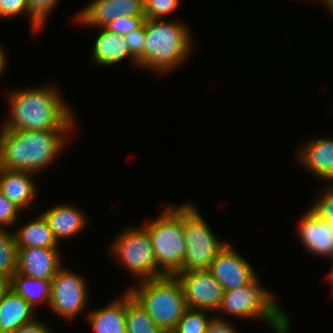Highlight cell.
Segmentation results:
<instances>
[{"instance_id": "d6986e66", "label": "cell", "mask_w": 333, "mask_h": 333, "mask_svg": "<svg viewBox=\"0 0 333 333\" xmlns=\"http://www.w3.org/2000/svg\"><path fill=\"white\" fill-rule=\"evenodd\" d=\"M102 31L99 33L93 45L92 60L98 66H115L123 59L131 58L132 64L137 66L138 62L130 55L127 42L123 39L122 35L111 33L100 28Z\"/></svg>"}, {"instance_id": "7a4b0ae2", "label": "cell", "mask_w": 333, "mask_h": 333, "mask_svg": "<svg viewBox=\"0 0 333 333\" xmlns=\"http://www.w3.org/2000/svg\"><path fill=\"white\" fill-rule=\"evenodd\" d=\"M0 168L39 173L53 163L71 131H10L0 129ZM40 170V171H39Z\"/></svg>"}, {"instance_id": "ac0fdd59", "label": "cell", "mask_w": 333, "mask_h": 333, "mask_svg": "<svg viewBox=\"0 0 333 333\" xmlns=\"http://www.w3.org/2000/svg\"><path fill=\"white\" fill-rule=\"evenodd\" d=\"M125 292L109 305L88 312L87 321L94 333H127V291Z\"/></svg>"}, {"instance_id": "52a82bcc", "label": "cell", "mask_w": 333, "mask_h": 333, "mask_svg": "<svg viewBox=\"0 0 333 333\" xmlns=\"http://www.w3.org/2000/svg\"><path fill=\"white\" fill-rule=\"evenodd\" d=\"M110 247V253L116 256L114 259L137 278L136 281L165 276L157 267L150 237L143 225L126 227Z\"/></svg>"}, {"instance_id": "d6a6232c", "label": "cell", "mask_w": 333, "mask_h": 333, "mask_svg": "<svg viewBox=\"0 0 333 333\" xmlns=\"http://www.w3.org/2000/svg\"><path fill=\"white\" fill-rule=\"evenodd\" d=\"M206 333H239L236 331V329L233 328L232 325L229 324V322L224 317H217V315L214 314L213 318L211 319L207 329Z\"/></svg>"}, {"instance_id": "484cf974", "label": "cell", "mask_w": 333, "mask_h": 333, "mask_svg": "<svg viewBox=\"0 0 333 333\" xmlns=\"http://www.w3.org/2000/svg\"><path fill=\"white\" fill-rule=\"evenodd\" d=\"M59 0H28L29 21L34 31H40L46 23L49 14Z\"/></svg>"}, {"instance_id": "9c48e42d", "label": "cell", "mask_w": 333, "mask_h": 333, "mask_svg": "<svg viewBox=\"0 0 333 333\" xmlns=\"http://www.w3.org/2000/svg\"><path fill=\"white\" fill-rule=\"evenodd\" d=\"M82 275L61 266L52 279L50 310L69 320L84 311L88 303V284Z\"/></svg>"}, {"instance_id": "2e32d148", "label": "cell", "mask_w": 333, "mask_h": 333, "mask_svg": "<svg viewBox=\"0 0 333 333\" xmlns=\"http://www.w3.org/2000/svg\"><path fill=\"white\" fill-rule=\"evenodd\" d=\"M49 224L56 240L73 238L87 223V216L77 206L61 203L41 213Z\"/></svg>"}, {"instance_id": "9a60e30c", "label": "cell", "mask_w": 333, "mask_h": 333, "mask_svg": "<svg viewBox=\"0 0 333 333\" xmlns=\"http://www.w3.org/2000/svg\"><path fill=\"white\" fill-rule=\"evenodd\" d=\"M298 152L299 162L314 177L333 183V138L309 140Z\"/></svg>"}, {"instance_id": "30bf717a", "label": "cell", "mask_w": 333, "mask_h": 333, "mask_svg": "<svg viewBox=\"0 0 333 333\" xmlns=\"http://www.w3.org/2000/svg\"><path fill=\"white\" fill-rule=\"evenodd\" d=\"M174 276L182 287L188 308L217 312L225 291L208 269L180 271Z\"/></svg>"}, {"instance_id": "f546056e", "label": "cell", "mask_w": 333, "mask_h": 333, "mask_svg": "<svg viewBox=\"0 0 333 333\" xmlns=\"http://www.w3.org/2000/svg\"><path fill=\"white\" fill-rule=\"evenodd\" d=\"M145 16H120L105 25L103 28L107 31L119 35L131 33L139 29L145 22Z\"/></svg>"}, {"instance_id": "d590c367", "label": "cell", "mask_w": 333, "mask_h": 333, "mask_svg": "<svg viewBox=\"0 0 333 333\" xmlns=\"http://www.w3.org/2000/svg\"><path fill=\"white\" fill-rule=\"evenodd\" d=\"M2 46L0 45V75L4 72L5 70V65H6V54L5 51L3 50Z\"/></svg>"}, {"instance_id": "f1b7e54d", "label": "cell", "mask_w": 333, "mask_h": 333, "mask_svg": "<svg viewBox=\"0 0 333 333\" xmlns=\"http://www.w3.org/2000/svg\"><path fill=\"white\" fill-rule=\"evenodd\" d=\"M145 36V22L139 29L122 36L128 44L130 55L138 62V67L143 69Z\"/></svg>"}, {"instance_id": "f35d334b", "label": "cell", "mask_w": 333, "mask_h": 333, "mask_svg": "<svg viewBox=\"0 0 333 333\" xmlns=\"http://www.w3.org/2000/svg\"><path fill=\"white\" fill-rule=\"evenodd\" d=\"M331 260H333V257L332 258H330ZM333 262V261H332ZM332 270L330 271V274H329V280L332 282V286H333V265H332V268H331Z\"/></svg>"}, {"instance_id": "5bb4252c", "label": "cell", "mask_w": 333, "mask_h": 333, "mask_svg": "<svg viewBox=\"0 0 333 333\" xmlns=\"http://www.w3.org/2000/svg\"><path fill=\"white\" fill-rule=\"evenodd\" d=\"M298 234L306 250L315 256L333 257V229L310 209L299 219Z\"/></svg>"}, {"instance_id": "83f0119b", "label": "cell", "mask_w": 333, "mask_h": 333, "mask_svg": "<svg viewBox=\"0 0 333 333\" xmlns=\"http://www.w3.org/2000/svg\"><path fill=\"white\" fill-rule=\"evenodd\" d=\"M179 2L180 0H144L145 18L164 20L180 6Z\"/></svg>"}, {"instance_id": "603a6c76", "label": "cell", "mask_w": 333, "mask_h": 333, "mask_svg": "<svg viewBox=\"0 0 333 333\" xmlns=\"http://www.w3.org/2000/svg\"><path fill=\"white\" fill-rule=\"evenodd\" d=\"M126 327L127 333H164L128 291Z\"/></svg>"}, {"instance_id": "cb8c5ba5", "label": "cell", "mask_w": 333, "mask_h": 333, "mask_svg": "<svg viewBox=\"0 0 333 333\" xmlns=\"http://www.w3.org/2000/svg\"><path fill=\"white\" fill-rule=\"evenodd\" d=\"M0 229V273L10 279L17 270L18 247L14 231Z\"/></svg>"}, {"instance_id": "4fadbf2b", "label": "cell", "mask_w": 333, "mask_h": 333, "mask_svg": "<svg viewBox=\"0 0 333 333\" xmlns=\"http://www.w3.org/2000/svg\"><path fill=\"white\" fill-rule=\"evenodd\" d=\"M58 248L18 247L17 273L52 280L62 266Z\"/></svg>"}, {"instance_id": "8d00e7d4", "label": "cell", "mask_w": 333, "mask_h": 333, "mask_svg": "<svg viewBox=\"0 0 333 333\" xmlns=\"http://www.w3.org/2000/svg\"><path fill=\"white\" fill-rule=\"evenodd\" d=\"M325 4V6L328 7V10L333 14V0H322V4Z\"/></svg>"}, {"instance_id": "ba28073f", "label": "cell", "mask_w": 333, "mask_h": 333, "mask_svg": "<svg viewBox=\"0 0 333 333\" xmlns=\"http://www.w3.org/2000/svg\"><path fill=\"white\" fill-rule=\"evenodd\" d=\"M182 226L186 257L181 271L209 269L211 262L228 242L213 234L198 209L191 203L182 205Z\"/></svg>"}, {"instance_id": "277c9868", "label": "cell", "mask_w": 333, "mask_h": 333, "mask_svg": "<svg viewBox=\"0 0 333 333\" xmlns=\"http://www.w3.org/2000/svg\"><path fill=\"white\" fill-rule=\"evenodd\" d=\"M128 292L147 311L164 333H171L188 309L182 287L175 276L142 280Z\"/></svg>"}, {"instance_id": "4316f807", "label": "cell", "mask_w": 333, "mask_h": 333, "mask_svg": "<svg viewBox=\"0 0 333 333\" xmlns=\"http://www.w3.org/2000/svg\"><path fill=\"white\" fill-rule=\"evenodd\" d=\"M328 185L316 200H313L310 210L333 229V183L328 182Z\"/></svg>"}, {"instance_id": "d4e9b609", "label": "cell", "mask_w": 333, "mask_h": 333, "mask_svg": "<svg viewBox=\"0 0 333 333\" xmlns=\"http://www.w3.org/2000/svg\"><path fill=\"white\" fill-rule=\"evenodd\" d=\"M208 310L188 308L171 333H206L213 317H208Z\"/></svg>"}, {"instance_id": "7c38bea8", "label": "cell", "mask_w": 333, "mask_h": 333, "mask_svg": "<svg viewBox=\"0 0 333 333\" xmlns=\"http://www.w3.org/2000/svg\"><path fill=\"white\" fill-rule=\"evenodd\" d=\"M80 10L74 21L82 25L104 27L120 16H145L144 0H92Z\"/></svg>"}, {"instance_id": "8fae6325", "label": "cell", "mask_w": 333, "mask_h": 333, "mask_svg": "<svg viewBox=\"0 0 333 333\" xmlns=\"http://www.w3.org/2000/svg\"><path fill=\"white\" fill-rule=\"evenodd\" d=\"M208 270L223 286L224 291L245 286L257 276L252 265L230 243L218 253Z\"/></svg>"}, {"instance_id": "e0dca14e", "label": "cell", "mask_w": 333, "mask_h": 333, "mask_svg": "<svg viewBox=\"0 0 333 333\" xmlns=\"http://www.w3.org/2000/svg\"><path fill=\"white\" fill-rule=\"evenodd\" d=\"M33 174L0 168V192L21 211L29 207L37 196Z\"/></svg>"}, {"instance_id": "1f68e13d", "label": "cell", "mask_w": 333, "mask_h": 333, "mask_svg": "<svg viewBox=\"0 0 333 333\" xmlns=\"http://www.w3.org/2000/svg\"><path fill=\"white\" fill-rule=\"evenodd\" d=\"M26 15L29 17L28 0H0V19Z\"/></svg>"}, {"instance_id": "44dd1931", "label": "cell", "mask_w": 333, "mask_h": 333, "mask_svg": "<svg viewBox=\"0 0 333 333\" xmlns=\"http://www.w3.org/2000/svg\"><path fill=\"white\" fill-rule=\"evenodd\" d=\"M17 247L59 248L48 222L42 214L14 232Z\"/></svg>"}, {"instance_id": "836d02e7", "label": "cell", "mask_w": 333, "mask_h": 333, "mask_svg": "<svg viewBox=\"0 0 333 333\" xmlns=\"http://www.w3.org/2000/svg\"><path fill=\"white\" fill-rule=\"evenodd\" d=\"M15 333H54L49 325L43 323L38 318L34 319L32 322L27 323L17 330H15Z\"/></svg>"}, {"instance_id": "ffe728a7", "label": "cell", "mask_w": 333, "mask_h": 333, "mask_svg": "<svg viewBox=\"0 0 333 333\" xmlns=\"http://www.w3.org/2000/svg\"><path fill=\"white\" fill-rule=\"evenodd\" d=\"M34 311L23 297L8 288L0 297V329L17 330L36 319Z\"/></svg>"}, {"instance_id": "e575fe53", "label": "cell", "mask_w": 333, "mask_h": 333, "mask_svg": "<svg viewBox=\"0 0 333 333\" xmlns=\"http://www.w3.org/2000/svg\"><path fill=\"white\" fill-rule=\"evenodd\" d=\"M9 288V279L0 273V297Z\"/></svg>"}, {"instance_id": "6da1fadb", "label": "cell", "mask_w": 333, "mask_h": 333, "mask_svg": "<svg viewBox=\"0 0 333 333\" xmlns=\"http://www.w3.org/2000/svg\"><path fill=\"white\" fill-rule=\"evenodd\" d=\"M56 86L11 90L8 96L10 117L3 130L73 131L74 113Z\"/></svg>"}, {"instance_id": "74e56055", "label": "cell", "mask_w": 333, "mask_h": 333, "mask_svg": "<svg viewBox=\"0 0 333 333\" xmlns=\"http://www.w3.org/2000/svg\"><path fill=\"white\" fill-rule=\"evenodd\" d=\"M291 325L289 324L287 327H285L283 330L276 332V333H291ZM275 333V332H274Z\"/></svg>"}, {"instance_id": "4dcf8cb0", "label": "cell", "mask_w": 333, "mask_h": 333, "mask_svg": "<svg viewBox=\"0 0 333 333\" xmlns=\"http://www.w3.org/2000/svg\"><path fill=\"white\" fill-rule=\"evenodd\" d=\"M20 208L10 202L0 192V229H7L16 224L19 218Z\"/></svg>"}, {"instance_id": "7402d4cb", "label": "cell", "mask_w": 333, "mask_h": 333, "mask_svg": "<svg viewBox=\"0 0 333 333\" xmlns=\"http://www.w3.org/2000/svg\"><path fill=\"white\" fill-rule=\"evenodd\" d=\"M51 281L28 277L16 272L9 279V288L23 297L35 310L39 303H47L49 306L52 291Z\"/></svg>"}, {"instance_id": "5b68a950", "label": "cell", "mask_w": 333, "mask_h": 333, "mask_svg": "<svg viewBox=\"0 0 333 333\" xmlns=\"http://www.w3.org/2000/svg\"><path fill=\"white\" fill-rule=\"evenodd\" d=\"M142 225L150 237L158 269L167 276L180 272L186 257L182 205H168L160 215Z\"/></svg>"}, {"instance_id": "ab89813d", "label": "cell", "mask_w": 333, "mask_h": 333, "mask_svg": "<svg viewBox=\"0 0 333 333\" xmlns=\"http://www.w3.org/2000/svg\"><path fill=\"white\" fill-rule=\"evenodd\" d=\"M0 333H15L14 330H4V329H0Z\"/></svg>"}, {"instance_id": "8992f818", "label": "cell", "mask_w": 333, "mask_h": 333, "mask_svg": "<svg viewBox=\"0 0 333 333\" xmlns=\"http://www.w3.org/2000/svg\"><path fill=\"white\" fill-rule=\"evenodd\" d=\"M274 298L270 290L261 286L256 276L245 286L225 291L217 311L238 318L261 319L276 333L287 327L290 320Z\"/></svg>"}, {"instance_id": "3957f363", "label": "cell", "mask_w": 333, "mask_h": 333, "mask_svg": "<svg viewBox=\"0 0 333 333\" xmlns=\"http://www.w3.org/2000/svg\"><path fill=\"white\" fill-rule=\"evenodd\" d=\"M144 69L166 74L185 63L193 49L185 23L173 20H145Z\"/></svg>"}]
</instances>
